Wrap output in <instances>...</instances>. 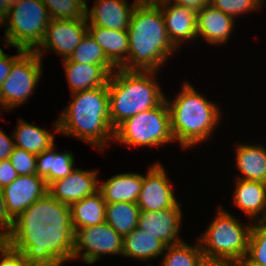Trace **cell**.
Here are the masks:
<instances>
[{
	"instance_id": "ab89813d",
	"label": "cell",
	"mask_w": 266,
	"mask_h": 266,
	"mask_svg": "<svg viewBox=\"0 0 266 266\" xmlns=\"http://www.w3.org/2000/svg\"><path fill=\"white\" fill-rule=\"evenodd\" d=\"M166 1H169L170 3L172 2V0H166ZM173 4L185 6L198 12L205 6L209 5L210 0H173Z\"/></svg>"
},
{
	"instance_id": "4fadbf2b",
	"label": "cell",
	"mask_w": 266,
	"mask_h": 266,
	"mask_svg": "<svg viewBox=\"0 0 266 266\" xmlns=\"http://www.w3.org/2000/svg\"><path fill=\"white\" fill-rule=\"evenodd\" d=\"M9 217L14 220L48 193L45 178L37 174L18 176L2 189Z\"/></svg>"
},
{
	"instance_id": "603a6c76",
	"label": "cell",
	"mask_w": 266,
	"mask_h": 266,
	"mask_svg": "<svg viewBox=\"0 0 266 266\" xmlns=\"http://www.w3.org/2000/svg\"><path fill=\"white\" fill-rule=\"evenodd\" d=\"M237 146L236 165L243 174L237 179L266 183V148L245 143Z\"/></svg>"
},
{
	"instance_id": "f546056e",
	"label": "cell",
	"mask_w": 266,
	"mask_h": 266,
	"mask_svg": "<svg viewBox=\"0 0 266 266\" xmlns=\"http://www.w3.org/2000/svg\"><path fill=\"white\" fill-rule=\"evenodd\" d=\"M190 246L184 241L165 247L163 266H200L204 261V255L200 243Z\"/></svg>"
},
{
	"instance_id": "74e56055",
	"label": "cell",
	"mask_w": 266,
	"mask_h": 266,
	"mask_svg": "<svg viewBox=\"0 0 266 266\" xmlns=\"http://www.w3.org/2000/svg\"><path fill=\"white\" fill-rule=\"evenodd\" d=\"M13 226V220L9 217L7 209H6V203L3 196V190L0 188V239H3L6 237V235L11 231Z\"/></svg>"
},
{
	"instance_id": "d6986e66",
	"label": "cell",
	"mask_w": 266,
	"mask_h": 266,
	"mask_svg": "<svg viewBox=\"0 0 266 266\" xmlns=\"http://www.w3.org/2000/svg\"><path fill=\"white\" fill-rule=\"evenodd\" d=\"M62 60L72 93L107 85L110 74L101 65Z\"/></svg>"
},
{
	"instance_id": "8d00e7d4",
	"label": "cell",
	"mask_w": 266,
	"mask_h": 266,
	"mask_svg": "<svg viewBox=\"0 0 266 266\" xmlns=\"http://www.w3.org/2000/svg\"><path fill=\"white\" fill-rule=\"evenodd\" d=\"M18 176L9 159L0 161V188H5Z\"/></svg>"
},
{
	"instance_id": "3957f363",
	"label": "cell",
	"mask_w": 266,
	"mask_h": 266,
	"mask_svg": "<svg viewBox=\"0 0 266 266\" xmlns=\"http://www.w3.org/2000/svg\"><path fill=\"white\" fill-rule=\"evenodd\" d=\"M129 56L125 70L157 71L174 53L159 5L135 6L129 28Z\"/></svg>"
},
{
	"instance_id": "4316f807",
	"label": "cell",
	"mask_w": 266,
	"mask_h": 266,
	"mask_svg": "<svg viewBox=\"0 0 266 266\" xmlns=\"http://www.w3.org/2000/svg\"><path fill=\"white\" fill-rule=\"evenodd\" d=\"M15 146L27 152L39 155L43 151L50 149L54 145V133L48 132L44 128L32 125L23 120L18 121V125L11 135Z\"/></svg>"
},
{
	"instance_id": "30bf717a",
	"label": "cell",
	"mask_w": 266,
	"mask_h": 266,
	"mask_svg": "<svg viewBox=\"0 0 266 266\" xmlns=\"http://www.w3.org/2000/svg\"><path fill=\"white\" fill-rule=\"evenodd\" d=\"M82 252H84L82 260L87 264L100 260L102 255H121L123 237L105 221L94 226L77 229L74 234L72 259L79 258Z\"/></svg>"
},
{
	"instance_id": "52a82bcc",
	"label": "cell",
	"mask_w": 266,
	"mask_h": 266,
	"mask_svg": "<svg viewBox=\"0 0 266 266\" xmlns=\"http://www.w3.org/2000/svg\"><path fill=\"white\" fill-rule=\"evenodd\" d=\"M49 22L47 8L41 0H20L10 9L3 23L7 26L4 43L6 46L34 51L42 43Z\"/></svg>"
},
{
	"instance_id": "ee69618b",
	"label": "cell",
	"mask_w": 266,
	"mask_h": 266,
	"mask_svg": "<svg viewBox=\"0 0 266 266\" xmlns=\"http://www.w3.org/2000/svg\"><path fill=\"white\" fill-rule=\"evenodd\" d=\"M163 0H135L133 4L135 6H146V5H158Z\"/></svg>"
},
{
	"instance_id": "60d3db41",
	"label": "cell",
	"mask_w": 266,
	"mask_h": 266,
	"mask_svg": "<svg viewBox=\"0 0 266 266\" xmlns=\"http://www.w3.org/2000/svg\"><path fill=\"white\" fill-rule=\"evenodd\" d=\"M20 0H0V25L5 23V20L10 12V9L15 6Z\"/></svg>"
},
{
	"instance_id": "4dcf8cb0",
	"label": "cell",
	"mask_w": 266,
	"mask_h": 266,
	"mask_svg": "<svg viewBox=\"0 0 266 266\" xmlns=\"http://www.w3.org/2000/svg\"><path fill=\"white\" fill-rule=\"evenodd\" d=\"M50 19L73 20L85 17L86 4L82 0H41Z\"/></svg>"
},
{
	"instance_id": "277c9868",
	"label": "cell",
	"mask_w": 266,
	"mask_h": 266,
	"mask_svg": "<svg viewBox=\"0 0 266 266\" xmlns=\"http://www.w3.org/2000/svg\"><path fill=\"white\" fill-rule=\"evenodd\" d=\"M157 71L117 68L108 80L110 123L115 130L126 119L157 107L164 99Z\"/></svg>"
},
{
	"instance_id": "f35d334b",
	"label": "cell",
	"mask_w": 266,
	"mask_h": 266,
	"mask_svg": "<svg viewBox=\"0 0 266 266\" xmlns=\"http://www.w3.org/2000/svg\"><path fill=\"white\" fill-rule=\"evenodd\" d=\"M14 147L12 138L0 129V161L9 159Z\"/></svg>"
},
{
	"instance_id": "9a60e30c",
	"label": "cell",
	"mask_w": 266,
	"mask_h": 266,
	"mask_svg": "<svg viewBox=\"0 0 266 266\" xmlns=\"http://www.w3.org/2000/svg\"><path fill=\"white\" fill-rule=\"evenodd\" d=\"M181 220V203L177 202L173 207L162 211H140L138 228L156 237L165 246H169L182 242L178 238Z\"/></svg>"
},
{
	"instance_id": "ac0fdd59",
	"label": "cell",
	"mask_w": 266,
	"mask_h": 266,
	"mask_svg": "<svg viewBox=\"0 0 266 266\" xmlns=\"http://www.w3.org/2000/svg\"><path fill=\"white\" fill-rule=\"evenodd\" d=\"M234 22V17L209 4L197 12V37L216 45L226 43Z\"/></svg>"
},
{
	"instance_id": "e0dca14e",
	"label": "cell",
	"mask_w": 266,
	"mask_h": 266,
	"mask_svg": "<svg viewBox=\"0 0 266 266\" xmlns=\"http://www.w3.org/2000/svg\"><path fill=\"white\" fill-rule=\"evenodd\" d=\"M163 0L159 5L171 43L177 48L183 40L197 38V12Z\"/></svg>"
},
{
	"instance_id": "cb8c5ba5",
	"label": "cell",
	"mask_w": 266,
	"mask_h": 266,
	"mask_svg": "<svg viewBox=\"0 0 266 266\" xmlns=\"http://www.w3.org/2000/svg\"><path fill=\"white\" fill-rule=\"evenodd\" d=\"M74 232L77 229L94 226L105 221L106 202L98 190L70 206Z\"/></svg>"
},
{
	"instance_id": "7c38bea8",
	"label": "cell",
	"mask_w": 266,
	"mask_h": 266,
	"mask_svg": "<svg viewBox=\"0 0 266 266\" xmlns=\"http://www.w3.org/2000/svg\"><path fill=\"white\" fill-rule=\"evenodd\" d=\"M166 174L164 167L156 163L143 176L142 189L136 201L140 211H162L178 202Z\"/></svg>"
},
{
	"instance_id": "b9f144b4",
	"label": "cell",
	"mask_w": 266,
	"mask_h": 266,
	"mask_svg": "<svg viewBox=\"0 0 266 266\" xmlns=\"http://www.w3.org/2000/svg\"><path fill=\"white\" fill-rule=\"evenodd\" d=\"M200 266H235V263L225 261V260H207L200 264Z\"/></svg>"
},
{
	"instance_id": "83f0119b",
	"label": "cell",
	"mask_w": 266,
	"mask_h": 266,
	"mask_svg": "<svg viewBox=\"0 0 266 266\" xmlns=\"http://www.w3.org/2000/svg\"><path fill=\"white\" fill-rule=\"evenodd\" d=\"M139 214L137 203H106L105 222L124 237L138 227Z\"/></svg>"
},
{
	"instance_id": "d590c367",
	"label": "cell",
	"mask_w": 266,
	"mask_h": 266,
	"mask_svg": "<svg viewBox=\"0 0 266 266\" xmlns=\"http://www.w3.org/2000/svg\"><path fill=\"white\" fill-rule=\"evenodd\" d=\"M17 52L16 55L8 57V55L0 48V90L3 82L11 71V66L25 52V50L17 48Z\"/></svg>"
},
{
	"instance_id": "f1b7e54d",
	"label": "cell",
	"mask_w": 266,
	"mask_h": 266,
	"mask_svg": "<svg viewBox=\"0 0 266 266\" xmlns=\"http://www.w3.org/2000/svg\"><path fill=\"white\" fill-rule=\"evenodd\" d=\"M71 62L101 65L110 75L117 67L107 58L103 49L87 32L68 58Z\"/></svg>"
},
{
	"instance_id": "ba28073f",
	"label": "cell",
	"mask_w": 266,
	"mask_h": 266,
	"mask_svg": "<svg viewBox=\"0 0 266 266\" xmlns=\"http://www.w3.org/2000/svg\"><path fill=\"white\" fill-rule=\"evenodd\" d=\"M114 140L131 146H160L175 141L170 112L164 99L157 107L126 119L114 131Z\"/></svg>"
},
{
	"instance_id": "6da1fadb",
	"label": "cell",
	"mask_w": 266,
	"mask_h": 266,
	"mask_svg": "<svg viewBox=\"0 0 266 266\" xmlns=\"http://www.w3.org/2000/svg\"><path fill=\"white\" fill-rule=\"evenodd\" d=\"M74 234L70 206L47 193L13 220L3 240L31 266H61L72 260Z\"/></svg>"
},
{
	"instance_id": "7402d4cb",
	"label": "cell",
	"mask_w": 266,
	"mask_h": 266,
	"mask_svg": "<svg viewBox=\"0 0 266 266\" xmlns=\"http://www.w3.org/2000/svg\"><path fill=\"white\" fill-rule=\"evenodd\" d=\"M88 33L117 68H122L127 63L129 56L127 30H111L97 26H88Z\"/></svg>"
},
{
	"instance_id": "1f68e13d",
	"label": "cell",
	"mask_w": 266,
	"mask_h": 266,
	"mask_svg": "<svg viewBox=\"0 0 266 266\" xmlns=\"http://www.w3.org/2000/svg\"><path fill=\"white\" fill-rule=\"evenodd\" d=\"M252 225L247 257L254 262L266 265V221Z\"/></svg>"
},
{
	"instance_id": "d4e9b609",
	"label": "cell",
	"mask_w": 266,
	"mask_h": 266,
	"mask_svg": "<svg viewBox=\"0 0 266 266\" xmlns=\"http://www.w3.org/2000/svg\"><path fill=\"white\" fill-rule=\"evenodd\" d=\"M55 145L37 155L36 174L45 178L46 184L65 178L72 172L74 157L71 152H56Z\"/></svg>"
},
{
	"instance_id": "2e32d148",
	"label": "cell",
	"mask_w": 266,
	"mask_h": 266,
	"mask_svg": "<svg viewBox=\"0 0 266 266\" xmlns=\"http://www.w3.org/2000/svg\"><path fill=\"white\" fill-rule=\"evenodd\" d=\"M127 3V0H95V6L91 10L86 4L85 17L88 26L127 30L135 8L134 4L130 7Z\"/></svg>"
},
{
	"instance_id": "44dd1931",
	"label": "cell",
	"mask_w": 266,
	"mask_h": 266,
	"mask_svg": "<svg viewBox=\"0 0 266 266\" xmlns=\"http://www.w3.org/2000/svg\"><path fill=\"white\" fill-rule=\"evenodd\" d=\"M234 192V203L242 209L248 217H252L255 222L266 221V183L259 181H249L237 179ZM263 216L259 218V214ZM258 217L259 219H255Z\"/></svg>"
},
{
	"instance_id": "8fae6325",
	"label": "cell",
	"mask_w": 266,
	"mask_h": 266,
	"mask_svg": "<svg viewBox=\"0 0 266 266\" xmlns=\"http://www.w3.org/2000/svg\"><path fill=\"white\" fill-rule=\"evenodd\" d=\"M87 32L88 23L86 18L73 20L50 19L44 39L34 51L42 58L47 49L49 51L53 49L55 53L57 52L63 56V59H68Z\"/></svg>"
},
{
	"instance_id": "5bb4252c",
	"label": "cell",
	"mask_w": 266,
	"mask_h": 266,
	"mask_svg": "<svg viewBox=\"0 0 266 266\" xmlns=\"http://www.w3.org/2000/svg\"><path fill=\"white\" fill-rule=\"evenodd\" d=\"M97 173L95 170L74 168L65 178L51 182L48 193L59 202L71 206L98 191Z\"/></svg>"
},
{
	"instance_id": "484cf974",
	"label": "cell",
	"mask_w": 266,
	"mask_h": 266,
	"mask_svg": "<svg viewBox=\"0 0 266 266\" xmlns=\"http://www.w3.org/2000/svg\"><path fill=\"white\" fill-rule=\"evenodd\" d=\"M165 247L159 239L136 227L123 237L122 254L126 257L146 261L163 254Z\"/></svg>"
},
{
	"instance_id": "8992f818",
	"label": "cell",
	"mask_w": 266,
	"mask_h": 266,
	"mask_svg": "<svg viewBox=\"0 0 266 266\" xmlns=\"http://www.w3.org/2000/svg\"><path fill=\"white\" fill-rule=\"evenodd\" d=\"M252 223L245 227L220 207L199 243L207 260L237 263L247 255Z\"/></svg>"
},
{
	"instance_id": "9c48e42d",
	"label": "cell",
	"mask_w": 266,
	"mask_h": 266,
	"mask_svg": "<svg viewBox=\"0 0 266 266\" xmlns=\"http://www.w3.org/2000/svg\"><path fill=\"white\" fill-rule=\"evenodd\" d=\"M41 57L25 51L11 66L0 90V106L11 110L23 104L37 86L42 73Z\"/></svg>"
},
{
	"instance_id": "7a4b0ae2",
	"label": "cell",
	"mask_w": 266,
	"mask_h": 266,
	"mask_svg": "<svg viewBox=\"0 0 266 266\" xmlns=\"http://www.w3.org/2000/svg\"><path fill=\"white\" fill-rule=\"evenodd\" d=\"M72 94L74 99L54 124L56 131L104 151L115 131L110 123L108 85Z\"/></svg>"
},
{
	"instance_id": "5b68a950",
	"label": "cell",
	"mask_w": 266,
	"mask_h": 266,
	"mask_svg": "<svg viewBox=\"0 0 266 266\" xmlns=\"http://www.w3.org/2000/svg\"><path fill=\"white\" fill-rule=\"evenodd\" d=\"M167 102L174 140L184 148L207 140L219 123L221 111L213 102L200 95L188 82L180 94Z\"/></svg>"
},
{
	"instance_id": "7bdbcfd3",
	"label": "cell",
	"mask_w": 266,
	"mask_h": 266,
	"mask_svg": "<svg viewBox=\"0 0 266 266\" xmlns=\"http://www.w3.org/2000/svg\"><path fill=\"white\" fill-rule=\"evenodd\" d=\"M235 266H266L254 261H251L247 256H245L244 258H242L241 260H239Z\"/></svg>"
},
{
	"instance_id": "836d02e7",
	"label": "cell",
	"mask_w": 266,
	"mask_h": 266,
	"mask_svg": "<svg viewBox=\"0 0 266 266\" xmlns=\"http://www.w3.org/2000/svg\"><path fill=\"white\" fill-rule=\"evenodd\" d=\"M9 160L19 176L36 174L37 155L15 146Z\"/></svg>"
},
{
	"instance_id": "ffe728a7",
	"label": "cell",
	"mask_w": 266,
	"mask_h": 266,
	"mask_svg": "<svg viewBox=\"0 0 266 266\" xmlns=\"http://www.w3.org/2000/svg\"><path fill=\"white\" fill-rule=\"evenodd\" d=\"M143 176L136 173L116 174L104 183H99V191L106 203H136L142 189Z\"/></svg>"
},
{
	"instance_id": "e575fe53",
	"label": "cell",
	"mask_w": 266,
	"mask_h": 266,
	"mask_svg": "<svg viewBox=\"0 0 266 266\" xmlns=\"http://www.w3.org/2000/svg\"><path fill=\"white\" fill-rule=\"evenodd\" d=\"M0 266H31L24 254L12 248L3 239H0Z\"/></svg>"
},
{
	"instance_id": "d6a6232c",
	"label": "cell",
	"mask_w": 266,
	"mask_h": 266,
	"mask_svg": "<svg viewBox=\"0 0 266 266\" xmlns=\"http://www.w3.org/2000/svg\"><path fill=\"white\" fill-rule=\"evenodd\" d=\"M262 0H210V4L224 13L235 16L262 8Z\"/></svg>"
}]
</instances>
